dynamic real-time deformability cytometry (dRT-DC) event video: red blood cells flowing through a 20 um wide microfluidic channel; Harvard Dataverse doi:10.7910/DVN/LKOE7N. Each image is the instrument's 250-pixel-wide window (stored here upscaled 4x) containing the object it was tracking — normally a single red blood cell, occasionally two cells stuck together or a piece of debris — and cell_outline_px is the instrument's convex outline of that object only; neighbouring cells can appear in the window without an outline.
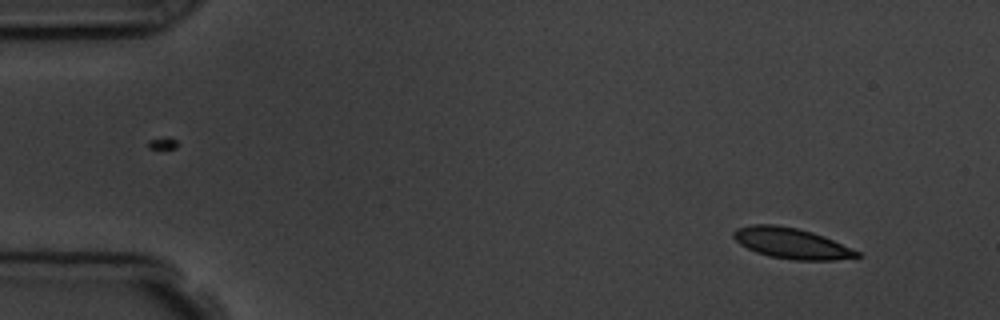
{"species": "common noctule bat (a hibernating species)", "species_latin": "Nyctalus noctula", "temperature_condition": "room temperature", "stored_images_in_passage": 5, "camera_frame_rate_fps": 3000, "um_per_image_px": 0.085, "animal": {"sex": "male", "body_mass_g": 19.5, "forearm_length_mm": 54.6}, "frame": {"image": 1, "passage_image": 1, "time_ms": 0.0, "image_size_px": [1000, 320], "cell_outline_px": [[864, 256], [832, 260], [796, 260], [768, 256], [756, 252], [740, 244], [732, 236], [732, 232], [736, 228], [752, 224], [776, 224], [796, 228], [812, 232], [824, 236], [860, 252]], "centroid_in_image_um": [67.26, 20.67], "position_along_channel_um": 17.7, "area_um2": 22.08}}
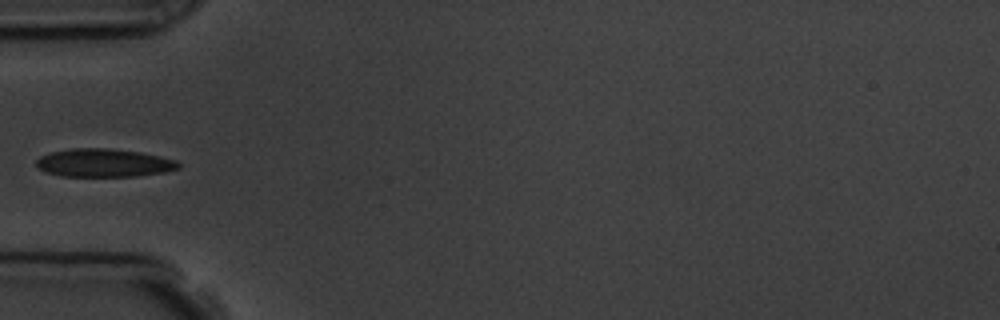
{"frame": {"image": 2, "passage_image": 4, "time_ms": 4.333, "image_size_px": [1000, 320], "cell_outline_px": [[180, 168], [164, 172], [136, 176], [60, 176], [48, 172], [40, 168], [36, 164], [36, 160], [40, 156], [52, 152], [68, 148], [108, 148], [140, 152], [160, 156], [176, 160], [180, 164]], "centroid_in_image_um": [8.84, 13.84], "position_along_channel_um": 76.2, "area_um2": 23.29}}